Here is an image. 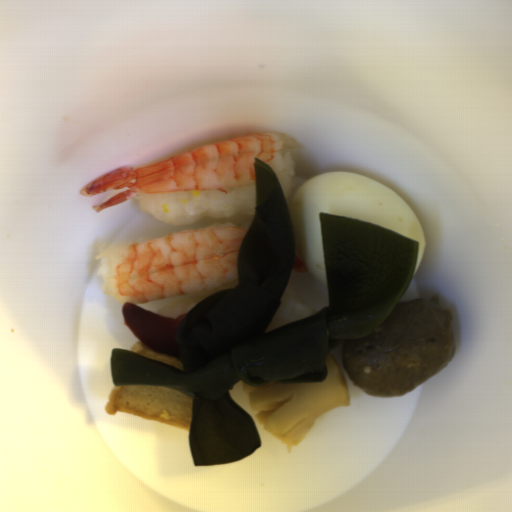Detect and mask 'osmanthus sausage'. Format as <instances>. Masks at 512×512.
Segmentation results:
<instances>
[{"label": "osmanthus sausage", "mask_w": 512, "mask_h": 512, "mask_svg": "<svg viewBox=\"0 0 512 512\" xmlns=\"http://www.w3.org/2000/svg\"><path fill=\"white\" fill-rule=\"evenodd\" d=\"M256 421L287 446L298 445L318 417L336 406L351 402L350 384L339 361L330 352L322 381L254 385L241 381Z\"/></svg>", "instance_id": "1"}]
</instances>
